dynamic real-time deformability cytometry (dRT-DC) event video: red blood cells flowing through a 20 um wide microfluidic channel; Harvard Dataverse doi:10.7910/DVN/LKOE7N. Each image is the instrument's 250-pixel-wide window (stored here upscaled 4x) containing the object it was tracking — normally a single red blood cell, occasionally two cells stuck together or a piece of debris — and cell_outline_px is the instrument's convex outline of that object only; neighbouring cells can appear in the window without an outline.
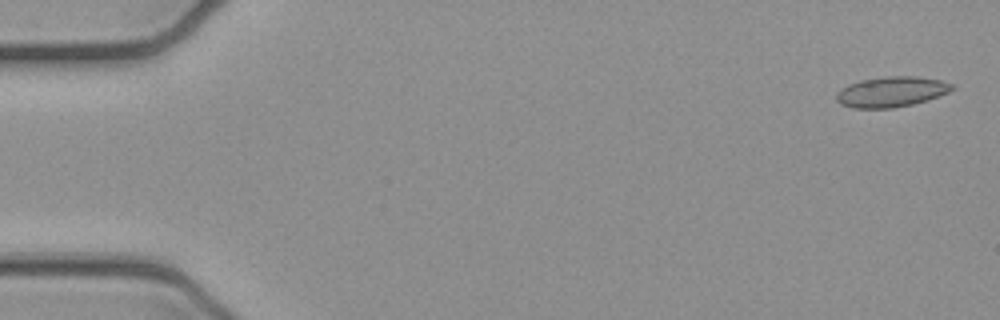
{"species": "common noctule bat (a hibernating species)", "species_latin": "Nyctalus noctula", "temperature_condition": "cold", "stored_images_in_passage": 6, "camera_frame_rate_fps": 3000, "um_per_image_px": 0.085, "animal": {"sex": "female", "body_mass_g": 21.9}, "frame": {"image": 1, "passage_image": 1, "time_ms": 0.0, "image_size_px": [1000, 320], "cell_outline_px": [[956, 88], [948, 92], [928, 100], [912, 104], [892, 108], [852, 108], [840, 104], [836, 100], [836, 92], [848, 84], [860, 80], [888, 76], [916, 76], [940, 80], [956, 84]], "centroid_in_image_um": [75.78, 7.8], "position_along_channel_um": 9.2, "area_um2": 20.63}}
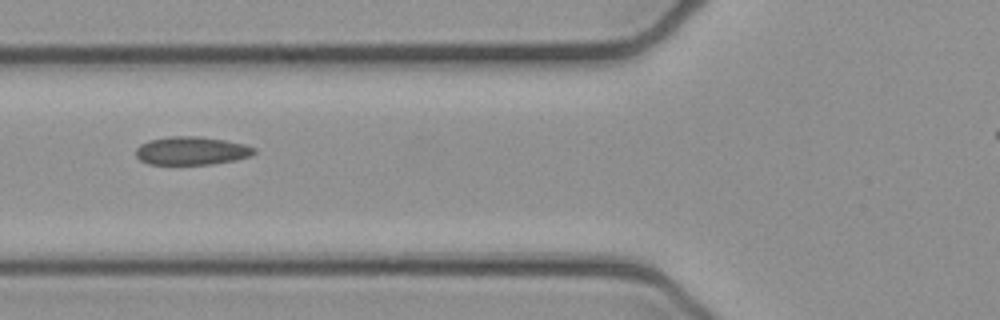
{"frame": {"image": 2, "passage_image": 6, "time_ms": 1.667, "image_size_px": [1000, 320], "cell_outline_px": [[256, 152], [248, 156], [236, 160], [212, 164], [148, 164], [140, 160], [136, 156], [136, 148], [140, 144], [148, 140], [172, 136], [200, 136], [224, 140], [244, 144], [256, 148]], "centroid_in_image_um": [16.26, 12.81], "position_along_channel_um": 109.5, "area_um2": 19.48}}